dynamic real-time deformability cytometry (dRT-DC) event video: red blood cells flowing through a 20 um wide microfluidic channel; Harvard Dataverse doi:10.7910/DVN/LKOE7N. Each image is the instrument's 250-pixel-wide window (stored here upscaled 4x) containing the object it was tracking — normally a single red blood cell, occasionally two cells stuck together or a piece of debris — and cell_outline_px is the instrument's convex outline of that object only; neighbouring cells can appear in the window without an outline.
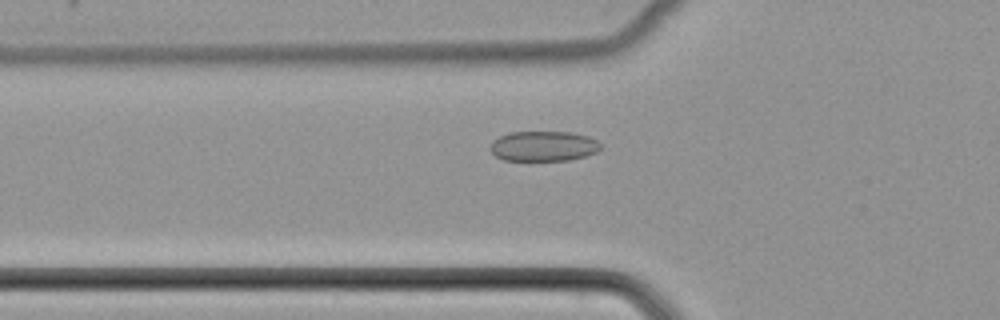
{"species": "common noctule bat (a hibernating species)", "species_latin": "Nyctalus noctula", "temperature_condition": "cold", "stored_images_in_passage": 51, "camera_frame_rate_fps": 3000, "um_per_image_px": 0.085, "animal": {"sex": "female", "body_mass_g": 22.7, "forearm_length_mm": 54.2}, "frame": {"image": 1, "passage_image": 18, "time_ms": 5.667, "image_size_px": [1000, 320], "cell_outline_px": [[600, 148], [596, 152], [584, 156], [568, 160], [504, 160], [496, 156], [488, 148], [492, 140], [508, 132], [572, 132], [588, 136], [596, 140], [600, 144]], "centroid_in_image_um": [46.16, 12.41], "position_along_channel_um": 79.6, "area_um2": 19.36}}
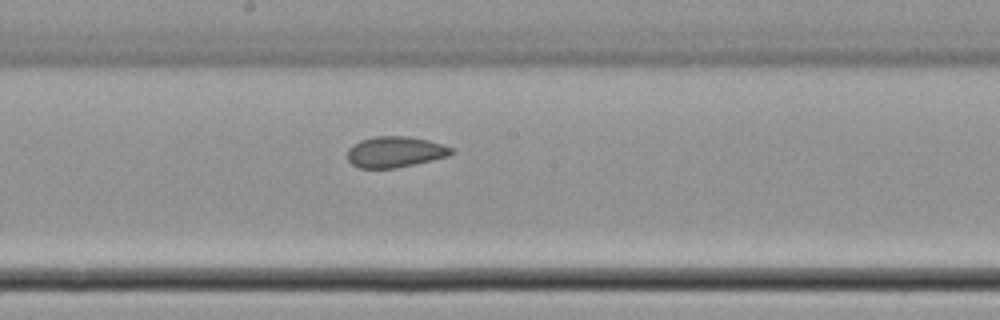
{"frame": {"image": 2, "passage_image": 28, "time_ms": 9.0, "image_size_px": [1000, 320], "cell_outline_px": [[456, 152], [448, 156], [432, 160], [396, 168], [360, 168], [352, 164], [348, 160], [348, 148], [352, 144], [360, 140], [372, 136], [408, 136], [428, 140], [444, 144], [452, 148]], "centroid_in_image_um": [33.59, 12.9], "position_along_channel_um": 214.6, "area_um2": 18.9}}
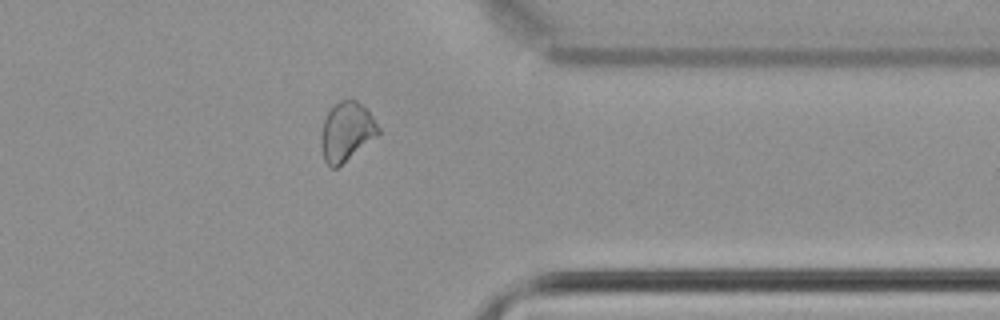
{"frame": {"image": 3, "passage_image": 41, "time_ms": 13.333, "image_size_px": [1000, 320], "cell_outline_px": [[380, 132], [376, 136], [336, 168], [332, 168], [324, 160], [320, 144], [320, 136], [324, 120], [332, 104], [340, 100], [356, 100], [372, 116], [380, 128]], "centroid_in_image_um": [29.42, 11.17], "position_along_channel_um": 382.0, "area_um2": 19.36}}